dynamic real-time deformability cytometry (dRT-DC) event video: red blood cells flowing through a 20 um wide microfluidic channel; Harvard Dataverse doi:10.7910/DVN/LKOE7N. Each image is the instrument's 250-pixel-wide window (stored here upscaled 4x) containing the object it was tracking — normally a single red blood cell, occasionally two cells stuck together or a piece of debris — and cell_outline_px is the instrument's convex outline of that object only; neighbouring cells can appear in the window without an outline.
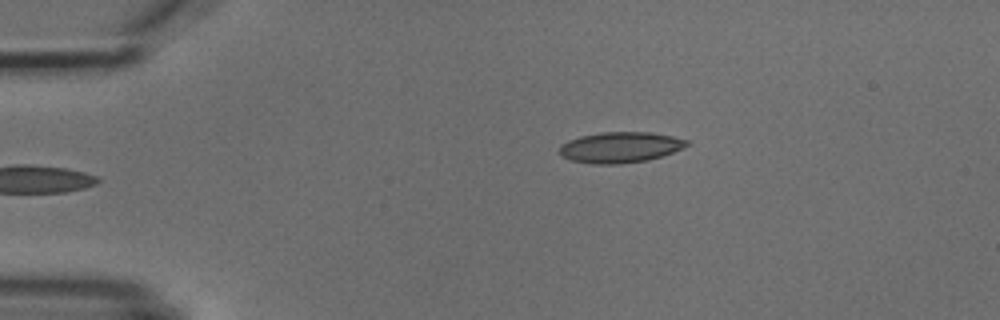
{"species": "common noctule bat (a hibernating species)", "species_latin": "Nyctalus noctula", "temperature_condition": "cold", "stored_images_in_passage": 2, "camera_frame_rate_fps": 3000, "um_per_image_px": 0.085, "animal": {"sex": "male", "body_mass_g": 18.8}, "frame": {"image": 1, "passage_image": 2, "time_ms": 1.333, "image_size_px": [1000, 320], "cell_outline_px": [[688, 144], [684, 148], [648, 160], [620, 164], [592, 164], [572, 160], [560, 156], [560, 144], [568, 140], [580, 136], [604, 132], [652, 132], [672, 136], [688, 140]], "centroid_in_image_um": [52.7, 12.52], "position_along_channel_um": 32.3, "area_um2": 22.83}}